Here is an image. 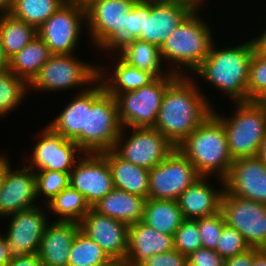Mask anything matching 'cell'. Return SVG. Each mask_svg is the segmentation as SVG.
I'll list each match as a JSON object with an SVG mask.
<instances>
[{
	"label": "cell",
	"instance_id": "49",
	"mask_svg": "<svg viewBox=\"0 0 266 266\" xmlns=\"http://www.w3.org/2000/svg\"><path fill=\"white\" fill-rule=\"evenodd\" d=\"M12 9V0H0V15L10 14Z\"/></svg>",
	"mask_w": 266,
	"mask_h": 266
},
{
	"label": "cell",
	"instance_id": "23",
	"mask_svg": "<svg viewBox=\"0 0 266 266\" xmlns=\"http://www.w3.org/2000/svg\"><path fill=\"white\" fill-rule=\"evenodd\" d=\"M208 177H199L177 199L184 219H197L214 215L221 211V200L225 189H218L209 185ZM223 189V190H222Z\"/></svg>",
	"mask_w": 266,
	"mask_h": 266
},
{
	"label": "cell",
	"instance_id": "41",
	"mask_svg": "<svg viewBox=\"0 0 266 266\" xmlns=\"http://www.w3.org/2000/svg\"><path fill=\"white\" fill-rule=\"evenodd\" d=\"M141 32V0H137L133 8L126 13V33L109 49L116 50L125 42L137 39Z\"/></svg>",
	"mask_w": 266,
	"mask_h": 266
},
{
	"label": "cell",
	"instance_id": "33",
	"mask_svg": "<svg viewBox=\"0 0 266 266\" xmlns=\"http://www.w3.org/2000/svg\"><path fill=\"white\" fill-rule=\"evenodd\" d=\"M114 262L104 250L79 230L72 243L68 266H112Z\"/></svg>",
	"mask_w": 266,
	"mask_h": 266
},
{
	"label": "cell",
	"instance_id": "37",
	"mask_svg": "<svg viewBox=\"0 0 266 266\" xmlns=\"http://www.w3.org/2000/svg\"><path fill=\"white\" fill-rule=\"evenodd\" d=\"M201 247L198 223L194 219H185L174 233V248L188 256Z\"/></svg>",
	"mask_w": 266,
	"mask_h": 266
},
{
	"label": "cell",
	"instance_id": "9",
	"mask_svg": "<svg viewBox=\"0 0 266 266\" xmlns=\"http://www.w3.org/2000/svg\"><path fill=\"white\" fill-rule=\"evenodd\" d=\"M136 1L94 0L86 6V28L92 44L108 51L126 33V13Z\"/></svg>",
	"mask_w": 266,
	"mask_h": 266
},
{
	"label": "cell",
	"instance_id": "6",
	"mask_svg": "<svg viewBox=\"0 0 266 266\" xmlns=\"http://www.w3.org/2000/svg\"><path fill=\"white\" fill-rule=\"evenodd\" d=\"M231 117L213 113L222 121L227 134L228 148L233 160L257 156L266 133V111L254 101L234 102Z\"/></svg>",
	"mask_w": 266,
	"mask_h": 266
},
{
	"label": "cell",
	"instance_id": "34",
	"mask_svg": "<svg viewBox=\"0 0 266 266\" xmlns=\"http://www.w3.org/2000/svg\"><path fill=\"white\" fill-rule=\"evenodd\" d=\"M65 2L67 0H12L10 14L37 29Z\"/></svg>",
	"mask_w": 266,
	"mask_h": 266
},
{
	"label": "cell",
	"instance_id": "30",
	"mask_svg": "<svg viewBox=\"0 0 266 266\" xmlns=\"http://www.w3.org/2000/svg\"><path fill=\"white\" fill-rule=\"evenodd\" d=\"M184 220L177 201L146 199L142 222L158 232L174 236Z\"/></svg>",
	"mask_w": 266,
	"mask_h": 266
},
{
	"label": "cell",
	"instance_id": "28",
	"mask_svg": "<svg viewBox=\"0 0 266 266\" xmlns=\"http://www.w3.org/2000/svg\"><path fill=\"white\" fill-rule=\"evenodd\" d=\"M116 51L117 57L120 56L129 65L148 71L155 77H166L171 74L170 71H163L161 68V51L157 45L132 39L122 44Z\"/></svg>",
	"mask_w": 266,
	"mask_h": 266
},
{
	"label": "cell",
	"instance_id": "17",
	"mask_svg": "<svg viewBox=\"0 0 266 266\" xmlns=\"http://www.w3.org/2000/svg\"><path fill=\"white\" fill-rule=\"evenodd\" d=\"M83 156L70 173L69 185L92 207L115 187L111 168L101 153H84Z\"/></svg>",
	"mask_w": 266,
	"mask_h": 266
},
{
	"label": "cell",
	"instance_id": "42",
	"mask_svg": "<svg viewBox=\"0 0 266 266\" xmlns=\"http://www.w3.org/2000/svg\"><path fill=\"white\" fill-rule=\"evenodd\" d=\"M188 266H223L224 259L213 249L198 248L187 256Z\"/></svg>",
	"mask_w": 266,
	"mask_h": 266
},
{
	"label": "cell",
	"instance_id": "43",
	"mask_svg": "<svg viewBox=\"0 0 266 266\" xmlns=\"http://www.w3.org/2000/svg\"><path fill=\"white\" fill-rule=\"evenodd\" d=\"M140 266H188L187 256L174 249L169 252L152 255Z\"/></svg>",
	"mask_w": 266,
	"mask_h": 266
},
{
	"label": "cell",
	"instance_id": "15",
	"mask_svg": "<svg viewBox=\"0 0 266 266\" xmlns=\"http://www.w3.org/2000/svg\"><path fill=\"white\" fill-rule=\"evenodd\" d=\"M38 133V142L35 143L29 157L30 165H26L34 172L50 170L70 174L84 152L73 140L63 138L48 125Z\"/></svg>",
	"mask_w": 266,
	"mask_h": 266
},
{
	"label": "cell",
	"instance_id": "12",
	"mask_svg": "<svg viewBox=\"0 0 266 266\" xmlns=\"http://www.w3.org/2000/svg\"><path fill=\"white\" fill-rule=\"evenodd\" d=\"M131 129H133L132 135L126 138L125 127H122L113 150L121 158L137 166L151 170L176 148L153 127H133Z\"/></svg>",
	"mask_w": 266,
	"mask_h": 266
},
{
	"label": "cell",
	"instance_id": "1",
	"mask_svg": "<svg viewBox=\"0 0 266 266\" xmlns=\"http://www.w3.org/2000/svg\"><path fill=\"white\" fill-rule=\"evenodd\" d=\"M197 85L193 77L178 76L163 95L153 128L175 147L213 112V106Z\"/></svg>",
	"mask_w": 266,
	"mask_h": 266
},
{
	"label": "cell",
	"instance_id": "26",
	"mask_svg": "<svg viewBox=\"0 0 266 266\" xmlns=\"http://www.w3.org/2000/svg\"><path fill=\"white\" fill-rule=\"evenodd\" d=\"M116 60V66L109 73L110 75L100 66L98 76V80L103 84L105 91L114 97L120 93L137 90L156 78L148 71L129 65L120 56Z\"/></svg>",
	"mask_w": 266,
	"mask_h": 266
},
{
	"label": "cell",
	"instance_id": "31",
	"mask_svg": "<svg viewBox=\"0 0 266 266\" xmlns=\"http://www.w3.org/2000/svg\"><path fill=\"white\" fill-rule=\"evenodd\" d=\"M37 29L11 14L0 15V38L8 61L20 52L35 36Z\"/></svg>",
	"mask_w": 266,
	"mask_h": 266
},
{
	"label": "cell",
	"instance_id": "3",
	"mask_svg": "<svg viewBox=\"0 0 266 266\" xmlns=\"http://www.w3.org/2000/svg\"><path fill=\"white\" fill-rule=\"evenodd\" d=\"M176 148L188 158L200 176L217 174L221 183L234 162L223 123L213 112Z\"/></svg>",
	"mask_w": 266,
	"mask_h": 266
},
{
	"label": "cell",
	"instance_id": "25",
	"mask_svg": "<svg viewBox=\"0 0 266 266\" xmlns=\"http://www.w3.org/2000/svg\"><path fill=\"white\" fill-rule=\"evenodd\" d=\"M111 168L114 187L148 198L149 170L121 158L113 149L101 153Z\"/></svg>",
	"mask_w": 266,
	"mask_h": 266
},
{
	"label": "cell",
	"instance_id": "2",
	"mask_svg": "<svg viewBox=\"0 0 266 266\" xmlns=\"http://www.w3.org/2000/svg\"><path fill=\"white\" fill-rule=\"evenodd\" d=\"M254 53L252 41L229 48L212 43L207 58L193 73L229 96L232 102L248 101L250 62Z\"/></svg>",
	"mask_w": 266,
	"mask_h": 266
},
{
	"label": "cell",
	"instance_id": "4",
	"mask_svg": "<svg viewBox=\"0 0 266 266\" xmlns=\"http://www.w3.org/2000/svg\"><path fill=\"white\" fill-rule=\"evenodd\" d=\"M199 8L196 7L160 47L162 59L168 61V65L172 64L168 68L170 73L188 76L189 71L193 74L210 52L214 42L213 32L207 22L198 16Z\"/></svg>",
	"mask_w": 266,
	"mask_h": 266
},
{
	"label": "cell",
	"instance_id": "20",
	"mask_svg": "<svg viewBox=\"0 0 266 266\" xmlns=\"http://www.w3.org/2000/svg\"><path fill=\"white\" fill-rule=\"evenodd\" d=\"M224 182L228 193L266 205V165L258 156L234 160Z\"/></svg>",
	"mask_w": 266,
	"mask_h": 266
},
{
	"label": "cell",
	"instance_id": "51",
	"mask_svg": "<svg viewBox=\"0 0 266 266\" xmlns=\"http://www.w3.org/2000/svg\"><path fill=\"white\" fill-rule=\"evenodd\" d=\"M8 64H9V61L4 54L3 46H2L1 38H0V71L7 69Z\"/></svg>",
	"mask_w": 266,
	"mask_h": 266
},
{
	"label": "cell",
	"instance_id": "14",
	"mask_svg": "<svg viewBox=\"0 0 266 266\" xmlns=\"http://www.w3.org/2000/svg\"><path fill=\"white\" fill-rule=\"evenodd\" d=\"M225 222L244 237L250 248L266 249V205L228 193L221 200Z\"/></svg>",
	"mask_w": 266,
	"mask_h": 266
},
{
	"label": "cell",
	"instance_id": "10",
	"mask_svg": "<svg viewBox=\"0 0 266 266\" xmlns=\"http://www.w3.org/2000/svg\"><path fill=\"white\" fill-rule=\"evenodd\" d=\"M196 7L188 0H141V32L137 39L161 47Z\"/></svg>",
	"mask_w": 266,
	"mask_h": 266
},
{
	"label": "cell",
	"instance_id": "54",
	"mask_svg": "<svg viewBox=\"0 0 266 266\" xmlns=\"http://www.w3.org/2000/svg\"><path fill=\"white\" fill-rule=\"evenodd\" d=\"M188 1H191L197 7H200L202 5V3L204 2L203 0H188Z\"/></svg>",
	"mask_w": 266,
	"mask_h": 266
},
{
	"label": "cell",
	"instance_id": "55",
	"mask_svg": "<svg viewBox=\"0 0 266 266\" xmlns=\"http://www.w3.org/2000/svg\"><path fill=\"white\" fill-rule=\"evenodd\" d=\"M7 160V156L0 155V173H1V166Z\"/></svg>",
	"mask_w": 266,
	"mask_h": 266
},
{
	"label": "cell",
	"instance_id": "56",
	"mask_svg": "<svg viewBox=\"0 0 266 266\" xmlns=\"http://www.w3.org/2000/svg\"><path fill=\"white\" fill-rule=\"evenodd\" d=\"M112 266H127L124 263H114Z\"/></svg>",
	"mask_w": 266,
	"mask_h": 266
},
{
	"label": "cell",
	"instance_id": "36",
	"mask_svg": "<svg viewBox=\"0 0 266 266\" xmlns=\"http://www.w3.org/2000/svg\"><path fill=\"white\" fill-rule=\"evenodd\" d=\"M36 175V196H44L46 205L57 196L62 190L69 186L70 174L60 171L41 170ZM42 194V195H41Z\"/></svg>",
	"mask_w": 266,
	"mask_h": 266
},
{
	"label": "cell",
	"instance_id": "8",
	"mask_svg": "<svg viewBox=\"0 0 266 266\" xmlns=\"http://www.w3.org/2000/svg\"><path fill=\"white\" fill-rule=\"evenodd\" d=\"M177 77L173 73L166 77H156L137 90L118 94L115 99L122 127H154L163 95Z\"/></svg>",
	"mask_w": 266,
	"mask_h": 266
},
{
	"label": "cell",
	"instance_id": "48",
	"mask_svg": "<svg viewBox=\"0 0 266 266\" xmlns=\"http://www.w3.org/2000/svg\"><path fill=\"white\" fill-rule=\"evenodd\" d=\"M252 266H266V249L253 248Z\"/></svg>",
	"mask_w": 266,
	"mask_h": 266
},
{
	"label": "cell",
	"instance_id": "53",
	"mask_svg": "<svg viewBox=\"0 0 266 266\" xmlns=\"http://www.w3.org/2000/svg\"><path fill=\"white\" fill-rule=\"evenodd\" d=\"M69 2L75 3L79 6L86 7L94 0H67Z\"/></svg>",
	"mask_w": 266,
	"mask_h": 266
},
{
	"label": "cell",
	"instance_id": "46",
	"mask_svg": "<svg viewBox=\"0 0 266 266\" xmlns=\"http://www.w3.org/2000/svg\"><path fill=\"white\" fill-rule=\"evenodd\" d=\"M251 41L254 46V51L257 54L266 56V30L260 36L251 39Z\"/></svg>",
	"mask_w": 266,
	"mask_h": 266
},
{
	"label": "cell",
	"instance_id": "27",
	"mask_svg": "<svg viewBox=\"0 0 266 266\" xmlns=\"http://www.w3.org/2000/svg\"><path fill=\"white\" fill-rule=\"evenodd\" d=\"M87 90L77 93L48 126L63 138L73 140L82 150V130H86Z\"/></svg>",
	"mask_w": 266,
	"mask_h": 266
},
{
	"label": "cell",
	"instance_id": "47",
	"mask_svg": "<svg viewBox=\"0 0 266 266\" xmlns=\"http://www.w3.org/2000/svg\"><path fill=\"white\" fill-rule=\"evenodd\" d=\"M11 259L5 236L0 234V266H6Z\"/></svg>",
	"mask_w": 266,
	"mask_h": 266
},
{
	"label": "cell",
	"instance_id": "44",
	"mask_svg": "<svg viewBox=\"0 0 266 266\" xmlns=\"http://www.w3.org/2000/svg\"><path fill=\"white\" fill-rule=\"evenodd\" d=\"M253 248L224 260L223 266H252Z\"/></svg>",
	"mask_w": 266,
	"mask_h": 266
},
{
	"label": "cell",
	"instance_id": "24",
	"mask_svg": "<svg viewBox=\"0 0 266 266\" xmlns=\"http://www.w3.org/2000/svg\"><path fill=\"white\" fill-rule=\"evenodd\" d=\"M146 198L114 188L91 208L99 214L126 223L128 226L143 219Z\"/></svg>",
	"mask_w": 266,
	"mask_h": 266
},
{
	"label": "cell",
	"instance_id": "52",
	"mask_svg": "<svg viewBox=\"0 0 266 266\" xmlns=\"http://www.w3.org/2000/svg\"><path fill=\"white\" fill-rule=\"evenodd\" d=\"M253 101L266 111V89L262 93H260Z\"/></svg>",
	"mask_w": 266,
	"mask_h": 266
},
{
	"label": "cell",
	"instance_id": "38",
	"mask_svg": "<svg viewBox=\"0 0 266 266\" xmlns=\"http://www.w3.org/2000/svg\"><path fill=\"white\" fill-rule=\"evenodd\" d=\"M194 220L198 223L202 247L215 250L226 223L222 211Z\"/></svg>",
	"mask_w": 266,
	"mask_h": 266
},
{
	"label": "cell",
	"instance_id": "18",
	"mask_svg": "<svg viewBox=\"0 0 266 266\" xmlns=\"http://www.w3.org/2000/svg\"><path fill=\"white\" fill-rule=\"evenodd\" d=\"M44 207L38 206L10 214L5 236L11 258L38 253L42 236L49 224Z\"/></svg>",
	"mask_w": 266,
	"mask_h": 266
},
{
	"label": "cell",
	"instance_id": "5",
	"mask_svg": "<svg viewBox=\"0 0 266 266\" xmlns=\"http://www.w3.org/2000/svg\"><path fill=\"white\" fill-rule=\"evenodd\" d=\"M122 130L114 96L98 80L87 90L86 130H82V151L102 153L114 148Z\"/></svg>",
	"mask_w": 266,
	"mask_h": 266
},
{
	"label": "cell",
	"instance_id": "13",
	"mask_svg": "<svg viewBox=\"0 0 266 266\" xmlns=\"http://www.w3.org/2000/svg\"><path fill=\"white\" fill-rule=\"evenodd\" d=\"M82 25L86 26L85 7L67 1L37 28V35L52 54H73L79 45Z\"/></svg>",
	"mask_w": 266,
	"mask_h": 266
},
{
	"label": "cell",
	"instance_id": "11",
	"mask_svg": "<svg viewBox=\"0 0 266 266\" xmlns=\"http://www.w3.org/2000/svg\"><path fill=\"white\" fill-rule=\"evenodd\" d=\"M199 177L193 164L177 148L149 170L148 198L175 200Z\"/></svg>",
	"mask_w": 266,
	"mask_h": 266
},
{
	"label": "cell",
	"instance_id": "19",
	"mask_svg": "<svg viewBox=\"0 0 266 266\" xmlns=\"http://www.w3.org/2000/svg\"><path fill=\"white\" fill-rule=\"evenodd\" d=\"M128 225L92 208L80 222V230L94 240L114 263H123L128 250Z\"/></svg>",
	"mask_w": 266,
	"mask_h": 266
},
{
	"label": "cell",
	"instance_id": "7",
	"mask_svg": "<svg viewBox=\"0 0 266 266\" xmlns=\"http://www.w3.org/2000/svg\"><path fill=\"white\" fill-rule=\"evenodd\" d=\"M74 56L73 54H53L29 84V88L42 92H54L80 86L81 92L88 90L89 88L83 85L91 87L98 81L99 65L87 64Z\"/></svg>",
	"mask_w": 266,
	"mask_h": 266
},
{
	"label": "cell",
	"instance_id": "40",
	"mask_svg": "<svg viewBox=\"0 0 266 266\" xmlns=\"http://www.w3.org/2000/svg\"><path fill=\"white\" fill-rule=\"evenodd\" d=\"M266 89V56L252 55L249 71V82L247 86L248 101H253L260 93Z\"/></svg>",
	"mask_w": 266,
	"mask_h": 266
},
{
	"label": "cell",
	"instance_id": "22",
	"mask_svg": "<svg viewBox=\"0 0 266 266\" xmlns=\"http://www.w3.org/2000/svg\"><path fill=\"white\" fill-rule=\"evenodd\" d=\"M80 223L54 221L46 226L38 255L43 266H68L72 243Z\"/></svg>",
	"mask_w": 266,
	"mask_h": 266
},
{
	"label": "cell",
	"instance_id": "39",
	"mask_svg": "<svg viewBox=\"0 0 266 266\" xmlns=\"http://www.w3.org/2000/svg\"><path fill=\"white\" fill-rule=\"evenodd\" d=\"M248 249H250V246L240 232L225 223L215 251L225 260Z\"/></svg>",
	"mask_w": 266,
	"mask_h": 266
},
{
	"label": "cell",
	"instance_id": "45",
	"mask_svg": "<svg viewBox=\"0 0 266 266\" xmlns=\"http://www.w3.org/2000/svg\"><path fill=\"white\" fill-rule=\"evenodd\" d=\"M6 266H43L38 253L12 258Z\"/></svg>",
	"mask_w": 266,
	"mask_h": 266
},
{
	"label": "cell",
	"instance_id": "16",
	"mask_svg": "<svg viewBox=\"0 0 266 266\" xmlns=\"http://www.w3.org/2000/svg\"><path fill=\"white\" fill-rule=\"evenodd\" d=\"M7 159L0 173V217L34 208L36 203V175L24 164L14 170ZM14 170V171H13ZM35 201V202H34Z\"/></svg>",
	"mask_w": 266,
	"mask_h": 266
},
{
	"label": "cell",
	"instance_id": "21",
	"mask_svg": "<svg viewBox=\"0 0 266 266\" xmlns=\"http://www.w3.org/2000/svg\"><path fill=\"white\" fill-rule=\"evenodd\" d=\"M174 249V236L160 233L139 221L128 227V250L123 263L127 266H140L152 255Z\"/></svg>",
	"mask_w": 266,
	"mask_h": 266
},
{
	"label": "cell",
	"instance_id": "29",
	"mask_svg": "<svg viewBox=\"0 0 266 266\" xmlns=\"http://www.w3.org/2000/svg\"><path fill=\"white\" fill-rule=\"evenodd\" d=\"M52 55L45 42L36 35L9 60L8 69L30 84Z\"/></svg>",
	"mask_w": 266,
	"mask_h": 266
},
{
	"label": "cell",
	"instance_id": "35",
	"mask_svg": "<svg viewBox=\"0 0 266 266\" xmlns=\"http://www.w3.org/2000/svg\"><path fill=\"white\" fill-rule=\"evenodd\" d=\"M29 90V84L8 68L0 71V116H6L17 108Z\"/></svg>",
	"mask_w": 266,
	"mask_h": 266
},
{
	"label": "cell",
	"instance_id": "50",
	"mask_svg": "<svg viewBox=\"0 0 266 266\" xmlns=\"http://www.w3.org/2000/svg\"><path fill=\"white\" fill-rule=\"evenodd\" d=\"M257 156L266 165V133H265L263 140L261 142Z\"/></svg>",
	"mask_w": 266,
	"mask_h": 266
},
{
	"label": "cell",
	"instance_id": "32",
	"mask_svg": "<svg viewBox=\"0 0 266 266\" xmlns=\"http://www.w3.org/2000/svg\"><path fill=\"white\" fill-rule=\"evenodd\" d=\"M47 210L60 218L57 221L80 223L91 209L85 197L70 185L46 204Z\"/></svg>",
	"mask_w": 266,
	"mask_h": 266
}]
</instances>
